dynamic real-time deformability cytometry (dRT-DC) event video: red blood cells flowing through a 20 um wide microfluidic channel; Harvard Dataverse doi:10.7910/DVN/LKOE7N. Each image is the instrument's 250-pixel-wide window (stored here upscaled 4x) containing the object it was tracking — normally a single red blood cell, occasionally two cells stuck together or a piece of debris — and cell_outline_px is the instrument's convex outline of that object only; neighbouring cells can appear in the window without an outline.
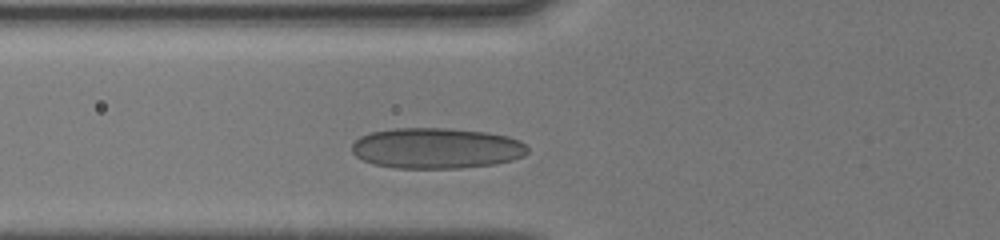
{"species": "human", "species_latin": "Homo sapiens", "temperature_condition": "cold", "stored_images_in_passage": 42, "camera_frame_rate_fps": 3000, "um_per_image_px": 0.085, "donor": {"sex": "male"}, "frame": {"image": 1, "passage_image": 2, "time_ms": 0.333, "image_size_px": [1000, 240], "cell_outline_px": [[528, 152], [524, 156], [512, 160], [496, 164], [460, 168], [396, 168], [372, 164], [356, 156], [352, 152], [352, 144], [360, 136], [372, 132], [392, 128], [448, 128], [484, 132], [508, 136], [520, 140], [528, 148]], "centroid_in_image_um": [37.1, 12.6], "position_along_channel_um": 88.7, "area_um2": 41.85}}
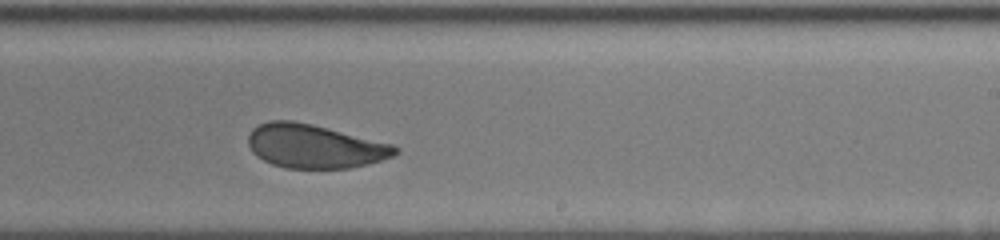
{"frame": {"image": 2, "passage_image": 22, "time_ms": 4.667, "image_size_px": [1000, 240], "cell_outline_px": [[400, 152], [392, 156], [380, 160], [352, 168], [284, 168], [272, 164], [256, 156], [252, 152], [248, 144], [248, 136], [252, 128], [268, 120], [292, 120], [312, 124], [392, 144], [400, 148]], "centroid_in_image_um": [26.71, 12.43], "position_along_channel_um": 262.3, "area_um2": 37.45}}
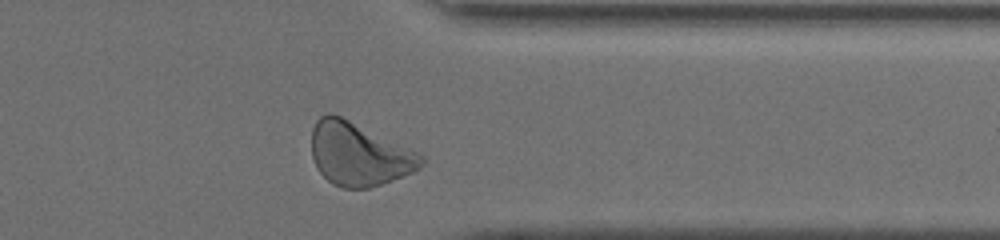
{"frame": {"image": 3, "passage_image": 38, "time_ms": 7.667, "image_size_px": [1000, 240], "cell_outline_px": [[424, 164], [420, 168], [412, 172], [392, 180], [368, 188], [344, 188], [332, 184], [316, 168], [312, 156], [312, 128], [316, 120], [320, 116], [328, 112], [332, 112], [420, 152], [424, 156]], "centroid_in_image_um": [30.51, 13.09], "position_along_channel_um": 380.9, "area_um2": 40.52}, "authors_computed_cell_mechanics": {"area_um2": 37.8301, "velocity_mm_per_s": 4.0074, "shape_relaxation_time_tau1_ms": 5.4596, "shape_relaxation_time_tau2_ms": 1.0811, "deformation_change_tau1": 0.1221, "deformation_change_tau2": 0.059}}